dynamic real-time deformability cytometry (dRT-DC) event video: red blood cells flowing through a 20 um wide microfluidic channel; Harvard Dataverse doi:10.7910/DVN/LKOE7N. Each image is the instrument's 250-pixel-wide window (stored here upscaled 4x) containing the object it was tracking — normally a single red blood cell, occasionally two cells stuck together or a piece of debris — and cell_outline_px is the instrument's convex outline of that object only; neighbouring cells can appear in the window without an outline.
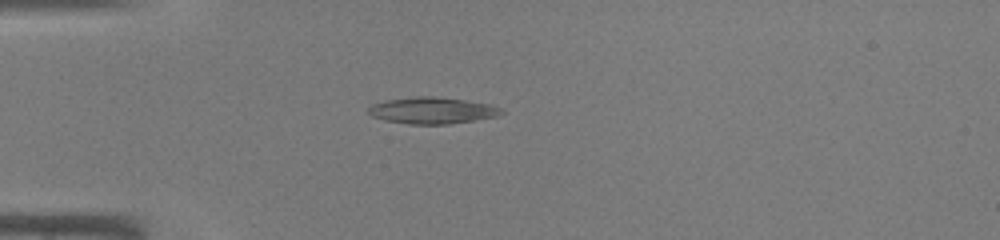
{"species": "common noctule bat (a hibernating species)", "species_latin": "Nyctalus noctula", "temperature_condition": "warm", "stored_images_in_passage": 33, "camera_frame_rate_fps": 3000, "um_per_image_px": 0.085, "animal": {"sex": "male", "body_mass_g": 19.0, "forearm_length_mm": 50.8}, "frame": {"image": 1, "passage_image": 1, "time_ms": 0.0, "image_size_px": [1000, 240], "cell_outline_px": [[504, 112], [496, 116], [448, 124], [408, 124], [384, 120], [372, 116], [368, 112], [368, 108], [372, 104], [384, 100], [412, 96], [432, 96], [464, 100], [488, 104], [500, 108]], "centroid_in_image_um": [36.67, 9.38], "position_along_channel_um": 48.3, "area_um2": 20.4}}
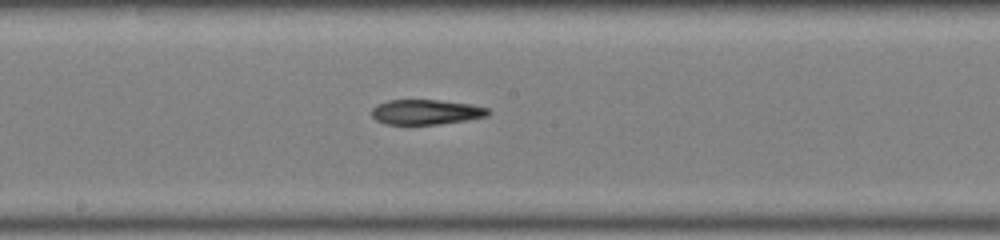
{"frame": {"image": 2, "passage_image": 13, "time_ms": 4.0, "image_size_px": [1000, 240], "cell_outline_px": [[492, 112], [488, 116], [464, 120], [436, 124], [388, 124], [376, 120], [372, 116], [372, 108], [376, 104], [388, 100], [440, 100], [472, 104], [488, 108]], "centroid_in_image_um": [36.22, 9.51], "position_along_channel_um": 212.0, "area_um2": 16.94}}
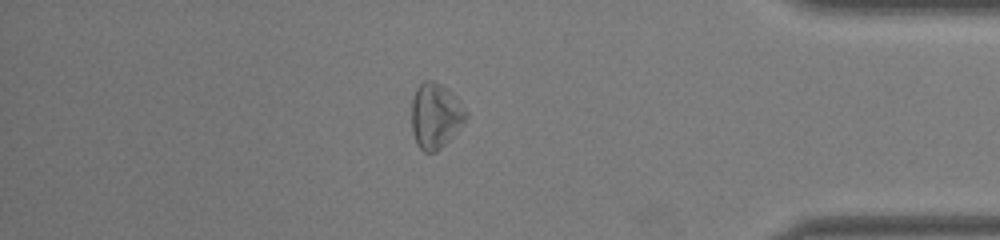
{"frame": {"image": 3, "passage_image": 27, "time_ms": 8.667, "image_size_px": [1000, 240], "cell_outline_px": [[468, 116], [448, 140], [436, 152], [424, 152], [416, 144], [412, 132], [412, 100], [416, 88], [424, 80], [432, 80], [448, 88], [460, 100], [468, 112]], "centroid_in_image_um": [37.01, 9.81], "position_along_channel_um": 398.2, "area_um2": 20.69}}